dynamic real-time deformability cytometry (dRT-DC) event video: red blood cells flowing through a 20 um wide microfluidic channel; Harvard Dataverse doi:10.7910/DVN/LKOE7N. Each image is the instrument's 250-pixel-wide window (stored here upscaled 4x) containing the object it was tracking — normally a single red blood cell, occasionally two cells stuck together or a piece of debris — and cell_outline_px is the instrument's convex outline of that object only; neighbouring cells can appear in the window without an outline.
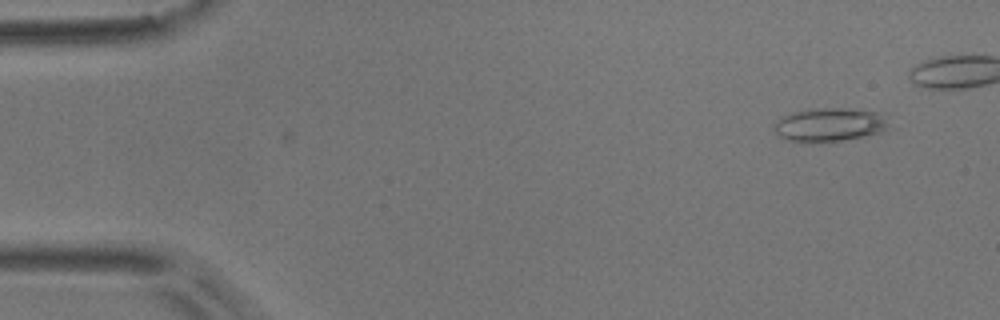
{"species": "common noctule bat (a hibernating species)", "species_latin": "Nyctalus noctula", "temperature_condition": "room temperature", "stored_images_in_passage": 2, "camera_frame_rate_fps": 3000, "um_per_image_px": 0.085, "animal": {"sex": "male", "body_mass_g": 17.9}, "frame": {"image": 1, "passage_image": 2, "time_ms": 0.333, "image_size_px": [1000, 320], "cell_outline_px": [[892, 128], [880, 132], [864, 136], [844, 140], [820, 144], [804, 144], [788, 140], [780, 136], [776, 132], [776, 120], [792, 112], [808, 108], [844, 108], [884, 112]], "centroid_in_image_um": [70.57, 10.62], "position_along_channel_um": 14.4, "area_um2": 23.29}}